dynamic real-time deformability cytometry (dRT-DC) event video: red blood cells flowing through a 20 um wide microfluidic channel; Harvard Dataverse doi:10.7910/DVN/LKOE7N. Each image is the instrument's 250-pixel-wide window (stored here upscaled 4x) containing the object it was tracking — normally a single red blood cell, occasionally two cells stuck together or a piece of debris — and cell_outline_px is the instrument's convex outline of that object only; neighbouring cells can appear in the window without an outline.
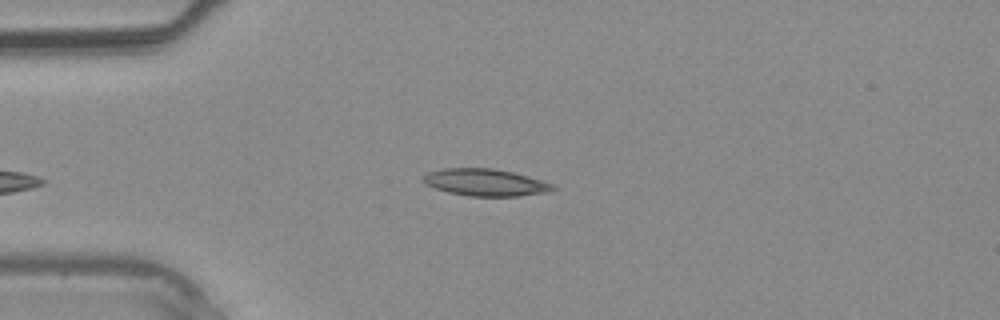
{"species": "common noctule bat (a hibernating species)", "species_latin": "Nyctalus noctula", "temperature_condition": "warm", "stored_images_in_passage": 28, "camera_frame_rate_fps": 3000, "um_per_image_px": 0.085, "animal": {"sex": "male", "body_mass_g": 20.4}, "frame": {"image": 1, "passage_image": 1, "time_ms": 0.0, "image_size_px": [1000, 320], "cell_outline_px": [[556, 188], [548, 192], [520, 196], [468, 196], [448, 192], [424, 184], [420, 180], [420, 176], [428, 172], [444, 168], [492, 168], [512, 172], [528, 176], [552, 184]], "centroid_in_image_um": [41.19, 15.5], "position_along_channel_um": 43.8, "area_um2": 20.52}}
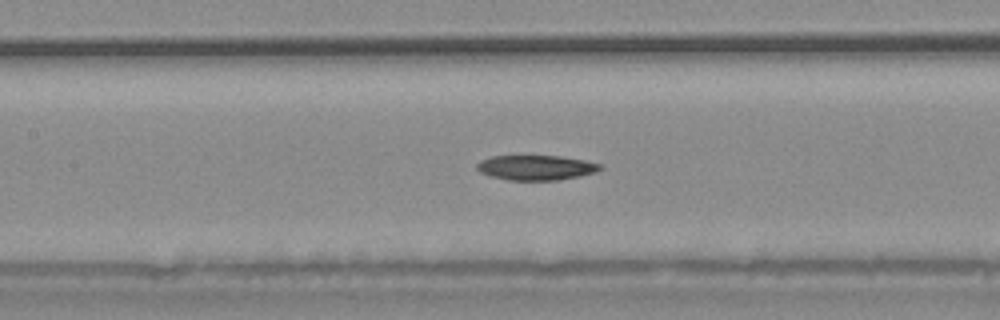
{"frame": {"image": 2, "passage_image": 9, "time_ms": 2.667, "image_size_px": [1000, 320], "cell_outline_px": [[604, 168], [596, 172], [580, 176], [556, 180], [508, 180], [492, 176], [480, 172], [476, 168], [476, 164], [480, 160], [492, 156], [560, 156], [584, 160], [600, 164]], "centroid_in_image_um": [45.57, 14.24], "position_along_channel_um": 161.8, "area_um2": 17.86}}